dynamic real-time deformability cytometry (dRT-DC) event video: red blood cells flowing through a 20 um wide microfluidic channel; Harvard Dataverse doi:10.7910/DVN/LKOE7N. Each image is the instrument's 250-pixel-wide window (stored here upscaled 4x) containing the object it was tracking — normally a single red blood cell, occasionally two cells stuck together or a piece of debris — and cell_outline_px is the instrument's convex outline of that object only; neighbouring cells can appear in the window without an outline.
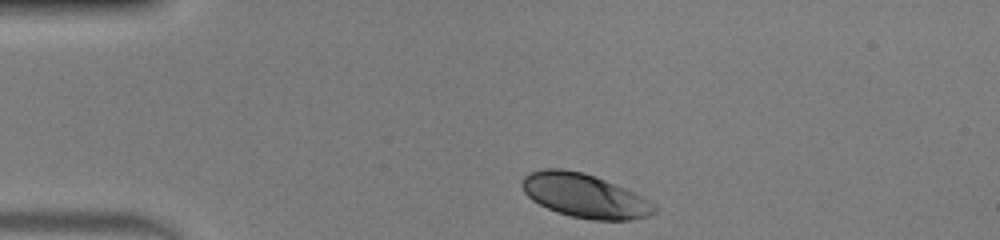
{"species": "human", "species_latin": "Homo sapiens", "temperature_condition": "warm", "stored_images_in_passage": 34, "camera_frame_rate_fps": 3000, "um_per_image_px": 0.085, "donor": {"sex": "male"}, "frame": {"image": 1, "passage_image": 1, "time_ms": 0.0, "image_size_px": [1000, 240], "cell_outline_px": [[656, 212], [648, 216], [632, 220], [592, 220], [572, 216], [556, 212], [532, 200], [524, 192], [520, 184], [520, 180], [528, 172], [544, 168], [564, 168], [584, 172], [644, 196], [656, 208]], "centroid_in_image_um": [49.65, 16.62], "position_along_channel_um": 35.3, "area_um2": 33.93}}
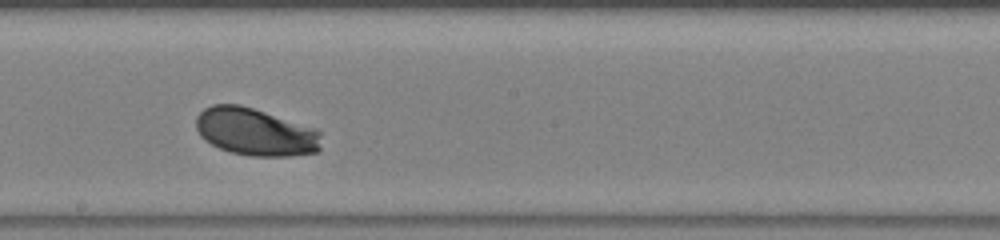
{"frame": {"image": 2, "passage_image": 19, "time_ms": 6.0, "image_size_px": [1000, 240], "cell_outline_px": [[320, 148], [316, 152], [288, 156], [248, 156], [232, 152], [220, 148], [204, 140], [200, 136], [196, 128], [196, 116], [204, 108], [212, 104], [240, 104], [316, 128], [320, 132]], "centroid_in_image_um": [21.69, 11.21], "position_along_channel_um": 226.5, "area_um2": 34.74}}
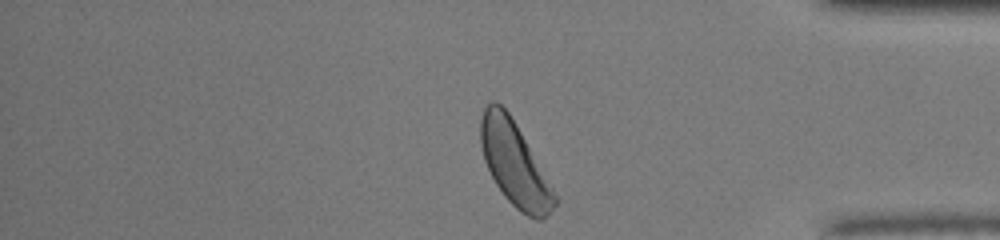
{"frame": {"image": 3, "passage_image": 33, "time_ms": 10.667, "image_size_px": [1000, 240], "cell_outline_px": [[560, 200], [540, 220], [536, 220], [520, 212], [504, 196], [496, 184], [484, 160], [480, 144], [480, 120], [484, 108], [492, 100], [496, 100], [508, 112], [520, 132]], "centroid_in_image_um": [43.72, 13.93], "position_along_channel_um": 391.5, "area_um2": 35.6}, "authors_computed_cell_mechanics": {"area_um2": 34.4199, "velocity_mm_per_s": 4.0016, "shape_relaxation_time_tau1_ms": 1.7356, "shape_relaxation_time_tau2_ms": null, "deformation_change_tau1": 0.1204, "deformation_change_tau2": null}}